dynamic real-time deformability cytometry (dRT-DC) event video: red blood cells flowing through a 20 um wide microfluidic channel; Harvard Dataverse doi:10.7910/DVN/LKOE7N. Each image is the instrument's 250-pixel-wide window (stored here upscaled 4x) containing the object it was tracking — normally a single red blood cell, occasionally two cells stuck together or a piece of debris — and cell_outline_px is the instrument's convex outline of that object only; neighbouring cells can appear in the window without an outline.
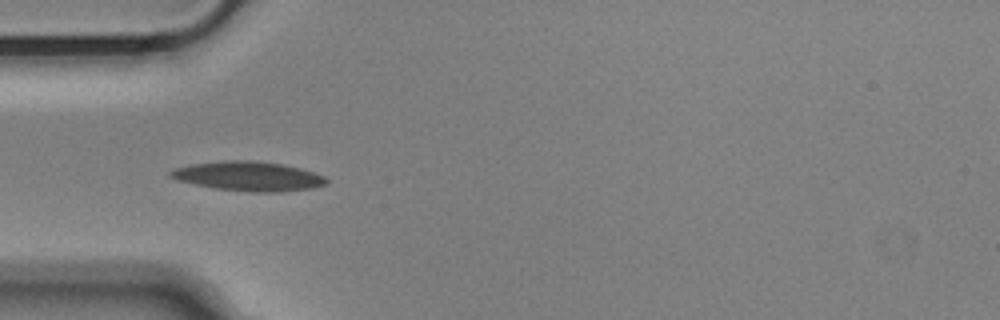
{"species": "Egyptian fruit bat (a non-hibernating species)", "species_latin": "Rousettus aegyptiacus", "temperature_condition": "cold", "stored_images_in_passage": 39, "camera_frame_rate_fps": 3000, "um_per_image_px": 0.085, "animal": {"sex": "male"}, "frame": {"image": 1, "passage_image": 1, "time_ms": 0.0, "image_size_px": [1000, 320], "cell_outline_px": [[328, 184], [312, 188], [280, 192], [252, 192], [216, 188], [176, 180], [168, 176], [168, 172], [172, 168], [188, 164], [224, 160], [252, 160], [284, 164], [300, 168], [324, 176], [328, 180]], "centroid_in_image_um": [21.08, 14.97], "position_along_channel_um": 63.9, "area_um2": 26.93}}
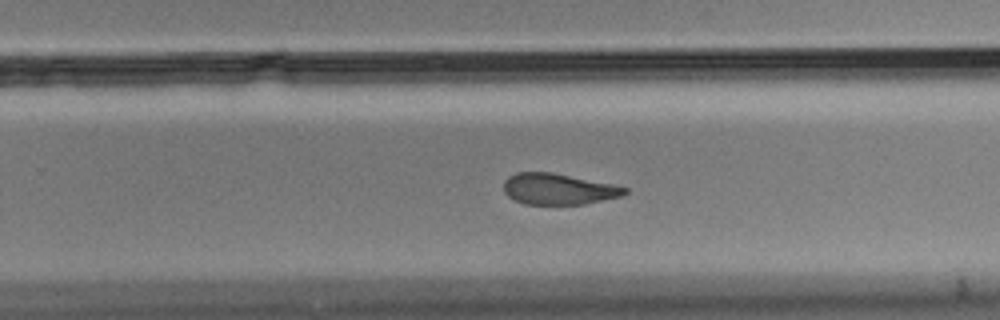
{"frame": {"image": 2, "passage_image": 19, "time_ms": 6.0, "image_size_px": [1000, 320], "cell_outline_px": [[628, 192], [624, 196], [584, 204], [524, 204], [508, 196], [504, 192], [504, 180], [508, 176], [516, 172], [552, 172], [612, 184], [628, 188]], "centroid_in_image_um": [47.47, 16.06], "position_along_channel_um": 282.3, "area_um2": 21.96}}
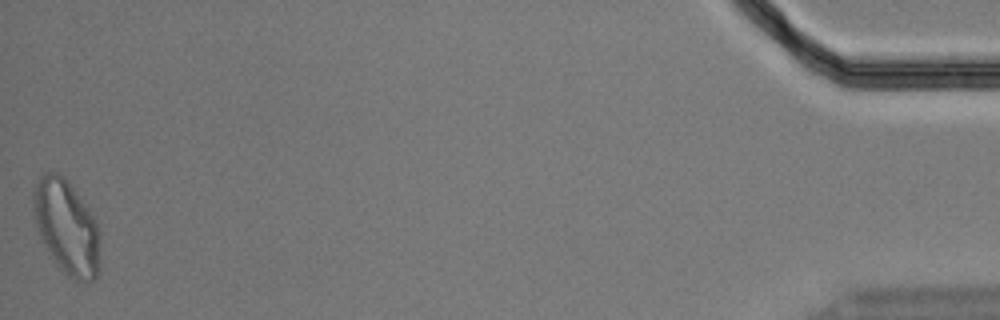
{"frame": {"image": 3, "passage_image": 39, "time_ms": 12.667, "image_size_px": [1000, 320], "cell_outline_px": [[100, 272], [96, 280], [76, 280], [68, 276], [52, 256], [40, 236], [36, 220], [32, 196], [32, 192], [40, 176], [44, 172], [56, 172], [64, 176], [88, 208], [96, 220], [100, 228]], "centroid_in_image_um": [5.71, 19.3], "position_along_channel_um": 429.5, "area_um2": 36.41}, "authors_computed_cell_mechanics": {"area_um2": 24.3916, "velocity_mm_per_s": 3.6413, "shape_relaxation_time_tau1_ms": 6.6156, "shape_relaxation_time_tau2_ms": 3.4192, "deformation_change_tau1": 0.1712, "deformation_change_tau2": 0.1056}}